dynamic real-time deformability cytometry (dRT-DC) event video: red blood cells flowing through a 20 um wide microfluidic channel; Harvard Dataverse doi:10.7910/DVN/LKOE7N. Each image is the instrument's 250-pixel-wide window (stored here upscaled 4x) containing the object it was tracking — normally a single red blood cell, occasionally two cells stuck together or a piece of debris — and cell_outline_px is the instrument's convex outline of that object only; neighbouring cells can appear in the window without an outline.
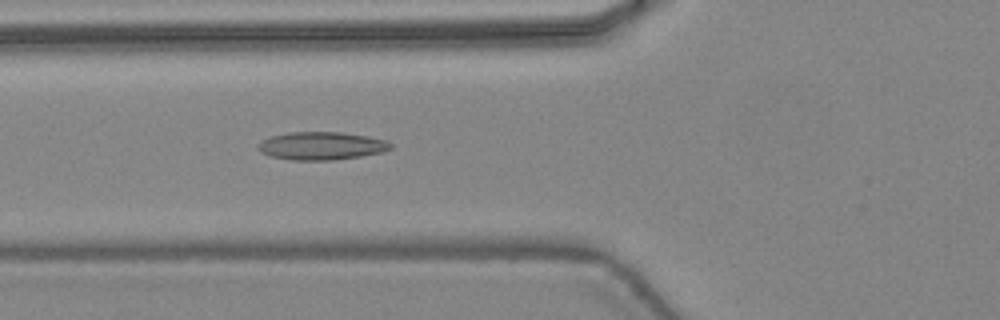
{"species": "common noctule bat (a hibernating species)", "species_latin": "Nyctalus noctula", "temperature_condition": "warm", "stored_images_in_passage": 29, "camera_frame_rate_fps": 3000, "um_per_image_px": 0.085, "animal": {"sex": "female", "body_mass_g": 24.6, "forearm_length_mm": 56.2}, "frame": {"image": 1, "passage_image": 16, "time_ms": 5.0, "image_size_px": [1000, 320], "cell_outline_px": [[392, 148], [380, 152], [360, 156], [332, 160], [292, 160], [272, 156], [260, 152], [256, 148], [256, 144], [260, 140], [272, 136], [288, 132], [344, 132], [368, 136], [388, 140], [392, 144]], "centroid_in_image_um": [27.3, 12.38], "position_along_channel_um": 98.5, "area_um2": 21.73}}
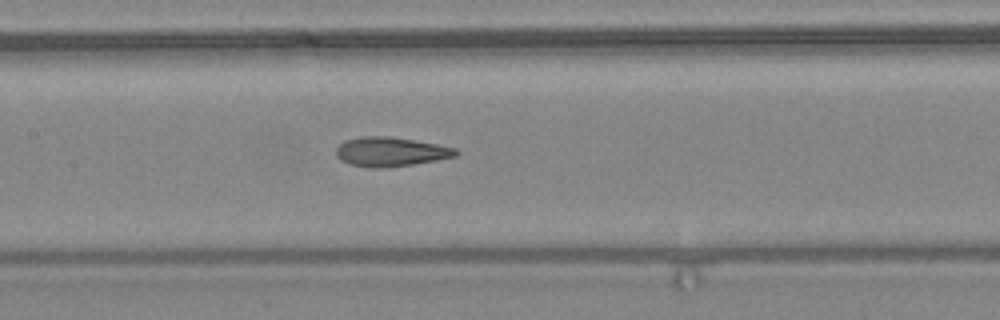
{"frame": {"image": 2, "passage_image": 21, "time_ms": 6.667, "image_size_px": [1000, 320], "cell_outline_px": [[460, 152], [456, 156], [436, 160], [412, 164], [380, 168], [372, 168], [348, 164], [340, 160], [336, 156], [336, 148], [344, 140], [364, 136], [392, 136], [436, 144], [456, 148]], "centroid_in_image_um": [33.18, 12.89], "position_along_channel_um": 174.2, "area_um2": 20.46}}
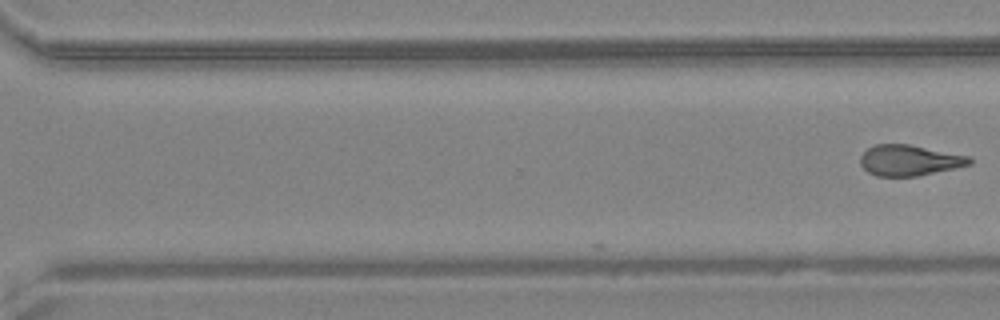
{"frame": {"image": 3, "passage_image": 29, "time_ms": 9.333, "image_size_px": [1000, 320], "cell_outline_px": [[972, 164], [956, 168], [916, 176], [876, 176], [868, 172], [860, 164], [860, 156], [868, 148], [876, 144], [908, 144], [972, 156]], "centroid_in_image_um": [77.32, 13.62], "position_along_channel_um": 293.3, "area_um2": 19.65}}